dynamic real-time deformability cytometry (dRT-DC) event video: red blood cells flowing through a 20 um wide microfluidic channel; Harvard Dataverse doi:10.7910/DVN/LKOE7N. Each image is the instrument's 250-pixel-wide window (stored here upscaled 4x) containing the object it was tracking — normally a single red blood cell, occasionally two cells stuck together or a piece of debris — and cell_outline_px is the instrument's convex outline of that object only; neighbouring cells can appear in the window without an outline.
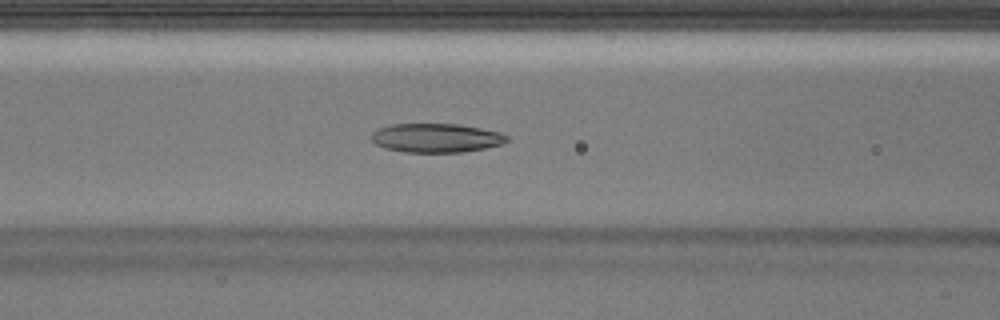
{"species": "Egyptian fruit bat (a non-hibernating species)", "species_latin": "Rousettus aegyptiacus", "temperature_condition": "warm", "stored_images_in_passage": 41, "camera_frame_rate_fps": 3000, "um_per_image_px": 0.085, "animal": {"sex": "male"}, "frame": {"image": 1, "passage_image": 16, "time_ms": 5.0, "image_size_px": [1000, 320], "cell_outline_px": [[508, 140], [500, 144], [484, 148], [464, 152], [404, 152], [384, 148], [376, 144], [372, 140], [372, 132], [380, 128], [392, 124], [460, 124], [500, 132], [508, 136]], "centroid_in_image_um": [37.07, 11.72], "position_along_channel_um": 129.5, "area_um2": 22.77}}
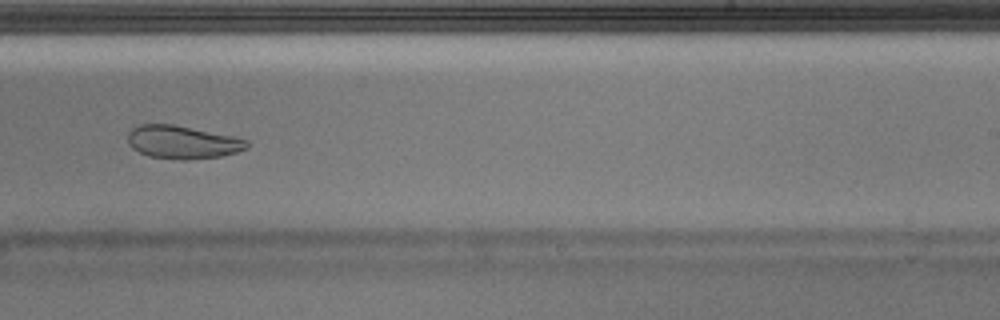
{"frame": {"image": 2, "passage_image": 25, "time_ms": 8.0, "image_size_px": [1000, 320], "cell_outline_px": [[252, 144], [248, 148], [236, 152], [220, 156], [188, 160], [180, 160], [148, 156], [132, 148], [128, 144], [128, 132], [132, 128], [140, 124], [172, 124], [236, 136], [248, 140]], "centroid_in_image_um": [15.54, 12.08], "position_along_channel_um": 273.5, "area_um2": 23.24}}
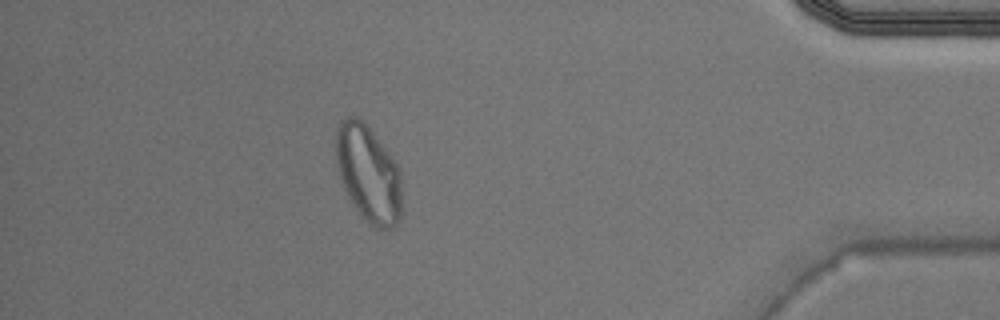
{"frame": {"image": 3, "passage_image": 36, "time_ms": 11.667, "image_size_px": [1000, 320], "cell_outline_px": [[400, 220], [392, 228], [380, 228], [372, 224], [356, 208], [344, 188], [336, 164], [336, 128], [340, 120], [348, 116], [356, 116], [372, 132], [396, 164], [400, 172]], "centroid_in_image_um": [31.28, 14.72], "position_along_channel_um": 403.9, "area_um2": 36.13}}